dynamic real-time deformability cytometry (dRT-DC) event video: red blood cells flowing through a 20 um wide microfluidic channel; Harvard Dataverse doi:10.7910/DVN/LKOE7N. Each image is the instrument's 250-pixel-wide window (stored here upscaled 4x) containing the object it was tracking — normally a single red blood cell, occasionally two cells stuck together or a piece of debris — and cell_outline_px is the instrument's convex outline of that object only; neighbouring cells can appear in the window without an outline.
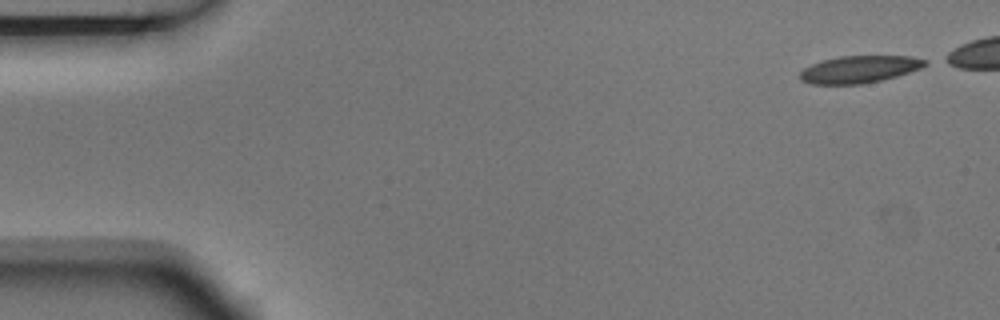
{"species": "Egyptian fruit bat (a non-hibernating species)", "species_latin": "Rousettus aegyptiacus", "temperature_condition": "room temperature", "stored_images_in_passage": 7, "camera_frame_rate_fps": 3000, "um_per_image_px": 0.085, "animal": {"sex": "male"}, "frame": {"image": 1, "passage_image": 1, "time_ms": 0.0, "image_size_px": [1000, 320], "cell_outline_px": [[928, 64], [920, 68], [896, 76], [880, 80], [860, 84], [808, 84], [800, 80], [800, 72], [804, 68], [812, 64], [824, 60], [840, 56], [912, 56], [928, 60]], "centroid_in_image_um": [73.04, 5.89], "position_along_channel_um": 12.0, "area_um2": 19.71}}
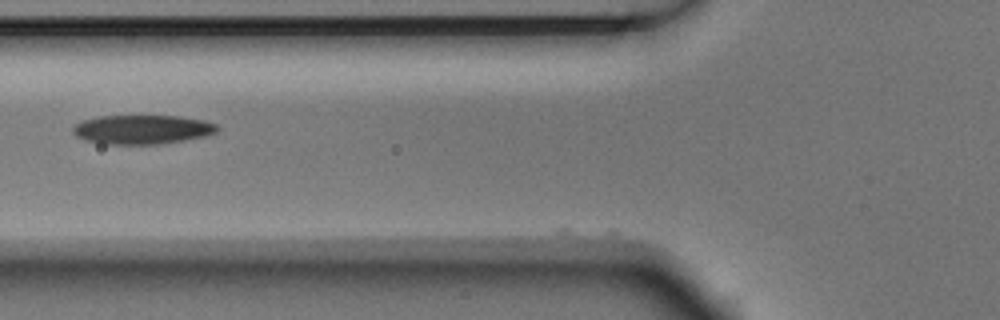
{"frame": {"image": 2, "passage_image": 6, "time_ms": 1.667, "image_size_px": [1000, 320], "cell_outline_px": [[220, 128], [216, 132], [204, 136], [184, 140], [160, 144], [104, 144], [84, 140], [76, 136], [72, 132], [72, 128], [76, 124], [84, 120], [100, 116], [180, 116], [204, 120], [216, 124]], "centroid_in_image_um": [12.09, 11.01], "position_along_channel_um": 113.7, "area_um2": 24.51}}